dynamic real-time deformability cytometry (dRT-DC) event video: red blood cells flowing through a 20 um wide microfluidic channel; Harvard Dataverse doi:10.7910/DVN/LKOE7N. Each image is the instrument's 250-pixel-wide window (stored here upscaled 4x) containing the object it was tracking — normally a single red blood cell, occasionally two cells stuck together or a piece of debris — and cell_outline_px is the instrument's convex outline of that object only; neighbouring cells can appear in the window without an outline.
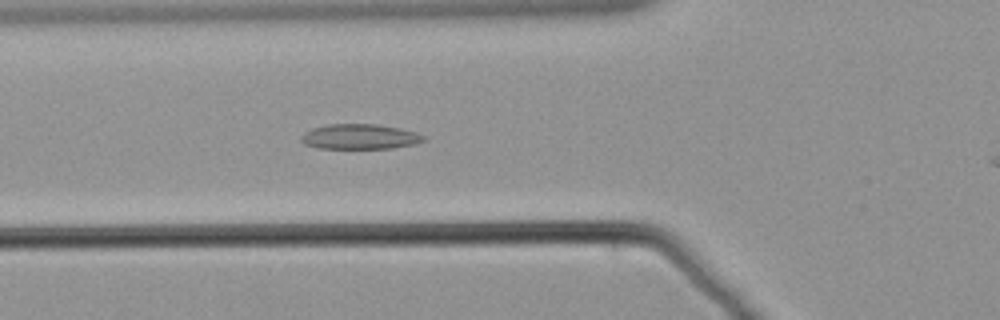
{"species": "common noctule bat (a hibernating species)", "species_latin": "Nyctalus noctula", "temperature_condition": "warm", "stored_images_in_passage": 37, "camera_frame_rate_fps": 3000, "um_per_image_px": 0.085, "animal": {"sex": "male", "body_mass_g": 21.5, "forearm_length_mm": 52.0}, "frame": {"image": 1, "passage_image": 5, "time_ms": 1.333, "image_size_px": [1000, 320], "cell_outline_px": [[428, 140], [416, 144], [392, 148], [316, 148], [304, 144], [300, 140], [300, 136], [304, 132], [312, 128], [328, 124], [376, 124], [400, 128], [416, 132], [428, 136]], "centroid_in_image_um": [30.62, 11.61], "position_along_channel_um": 95.2, "area_um2": 18.21}}
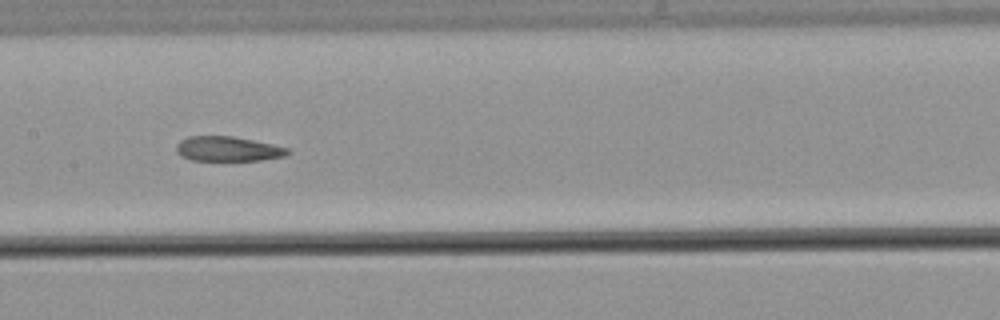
{"frame": {"image": 2, "passage_image": 13, "time_ms": 4.0, "image_size_px": [1000, 320], "cell_outline_px": [[292, 152], [284, 156], [260, 160], [192, 160], [180, 156], [176, 152], [176, 144], [180, 140], [188, 136], [232, 136], [272, 144], [288, 148]], "centroid_in_image_um": [19.34, 12.65], "position_along_channel_um": 188.1, "area_um2": 16.07}}
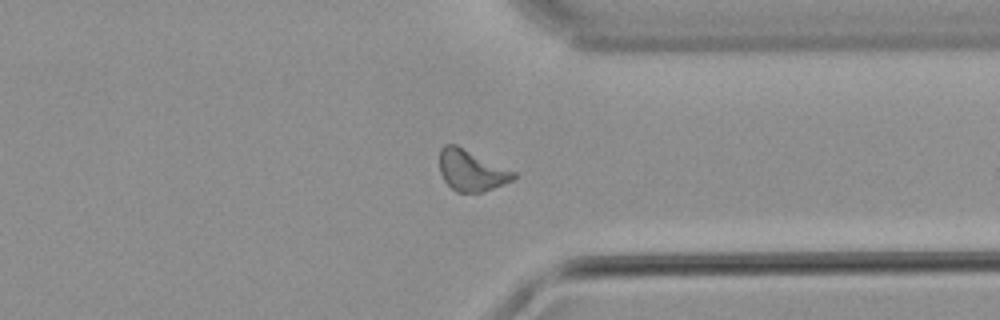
{"frame": {"image": 3, "passage_image": 29, "time_ms": 9.333, "image_size_px": [1000, 320], "cell_outline_px": [[516, 176], [512, 180], [504, 184], [484, 192], [456, 192], [444, 180], [440, 172], [440, 148], [444, 144], [456, 144], [516, 172]], "centroid_in_image_um": [40.06, 14.48], "position_along_channel_um": 371.3, "area_um2": 17.69}}